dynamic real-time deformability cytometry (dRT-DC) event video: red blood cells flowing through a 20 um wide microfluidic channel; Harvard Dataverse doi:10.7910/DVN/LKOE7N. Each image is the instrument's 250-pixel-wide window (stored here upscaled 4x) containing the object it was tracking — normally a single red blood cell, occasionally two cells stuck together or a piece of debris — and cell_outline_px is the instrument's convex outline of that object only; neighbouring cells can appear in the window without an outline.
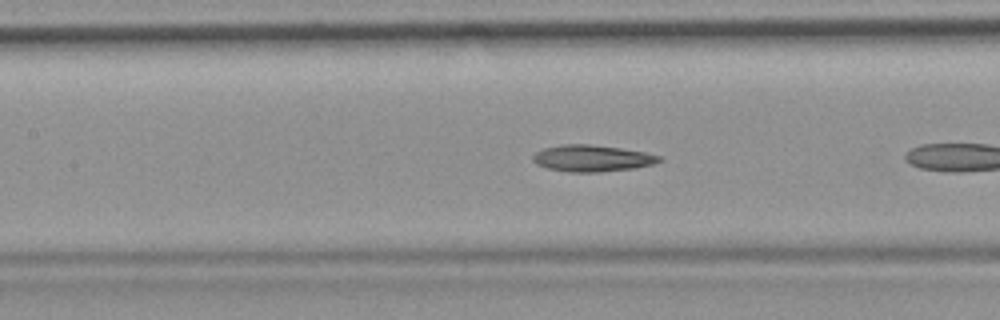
{"species": "common noctule bat (a hibernating species)", "species_latin": "Nyctalus noctula", "temperature_condition": "room temperature", "stored_images_in_passage": 13, "camera_frame_rate_fps": 3000, "um_per_image_px": 0.085, "animal": {"sex": "female", "body_mass_g": 19.9}, "frame": {"image": 1, "passage_image": 8, "time_ms": 2.333, "image_size_px": [1000, 320], "cell_outline_px": [[664, 160], [652, 164], [632, 168], [600, 172], [568, 172], [548, 168], [536, 164], [532, 160], [532, 156], [536, 152], [544, 148], [564, 144], [592, 144], [620, 148], [644, 152], [664, 156]], "centroid_in_image_um": [50.34, 13.45], "position_along_channel_um": 157.1, "area_um2": 19.59}}
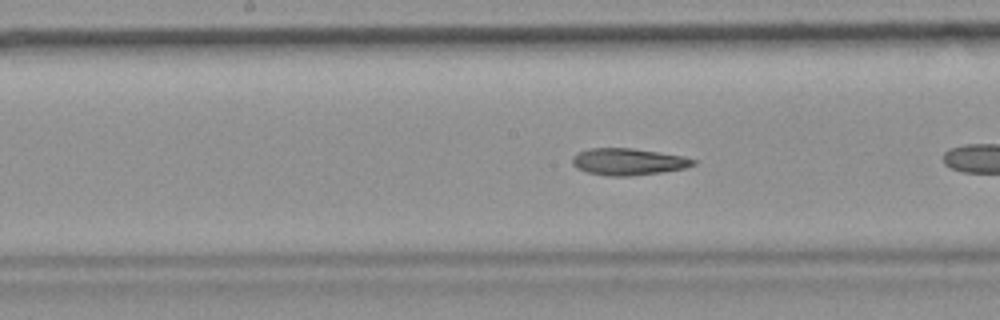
{"frame": {"image": 2, "passage_image": 11, "time_ms": 3.333, "image_size_px": [1000, 320], "cell_outline_px": [[696, 164], [684, 168], [660, 172], [628, 176], [608, 176], [588, 172], [576, 168], [572, 164], [572, 156], [576, 152], [588, 148], [632, 148], [684, 156], [696, 160]], "centroid_in_image_um": [53.36, 13.73], "position_along_channel_um": 194.8, "area_um2": 18.9}}